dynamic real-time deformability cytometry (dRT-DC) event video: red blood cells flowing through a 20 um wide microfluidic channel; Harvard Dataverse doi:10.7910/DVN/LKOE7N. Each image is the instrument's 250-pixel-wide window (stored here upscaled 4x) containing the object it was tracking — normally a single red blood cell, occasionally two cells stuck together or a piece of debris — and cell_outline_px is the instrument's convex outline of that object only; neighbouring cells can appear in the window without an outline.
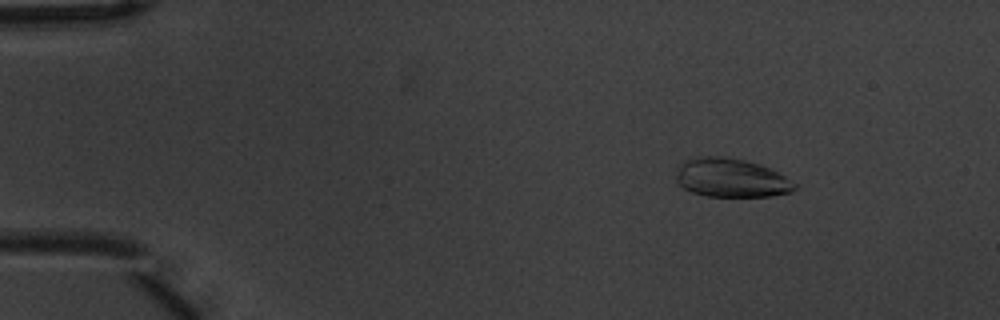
{"species": "common noctule bat (a hibernating species)", "species_latin": "Nyctalus noctula", "temperature_condition": "warm", "stored_images_in_passage": 7, "camera_frame_rate_fps": 3000, "um_per_image_px": 0.085, "animal": {"sex": "male", "body_mass_g": 20.1, "forearm_length_mm": 53.5}, "frame": {"image": 1, "passage_image": 3, "time_ms": 0.667, "image_size_px": [1000, 320], "cell_outline_px": [[796, 188], [792, 192], [772, 196], [708, 196], [692, 192], [684, 188], [676, 180], [676, 168], [684, 160], [696, 156], [724, 156], [744, 160], [760, 164], [784, 176], [796, 184]], "centroid_in_image_um": [62.11, 15.11], "position_along_channel_um": 22.9, "area_um2": 26.82}}